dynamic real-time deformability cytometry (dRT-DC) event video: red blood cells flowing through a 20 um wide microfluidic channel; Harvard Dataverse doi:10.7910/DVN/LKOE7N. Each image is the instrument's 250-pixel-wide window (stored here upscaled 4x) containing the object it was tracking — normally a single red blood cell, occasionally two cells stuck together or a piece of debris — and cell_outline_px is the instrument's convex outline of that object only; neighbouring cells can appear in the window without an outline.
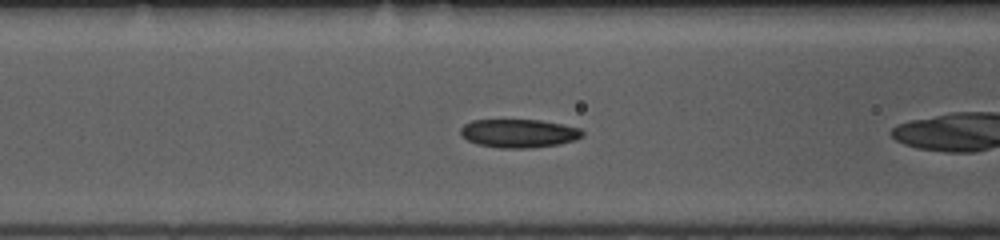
{"species": "common noctule bat (a hibernating species)", "species_latin": "Nyctalus noctula", "temperature_condition": "room temperature", "stored_images_in_passage": 40, "camera_frame_rate_fps": 3000, "um_per_image_px": 0.085, "animal": {"sex": "female", "body_mass_g": 10.0, "forearm_length_mm": 53.1}, "frame": {"image": 1, "passage_image": 7, "time_ms": 2.0, "image_size_px": [1000, 240], "cell_outline_px": [[584, 136], [576, 140], [560, 144], [532, 148], [500, 148], [476, 144], [460, 136], [460, 128], [464, 124], [472, 120], [540, 120], [564, 124], [580, 128], [584, 132]], "centroid_in_image_um": [44.12, 11.33], "position_along_channel_um": 122.5, "area_um2": 20.52}}
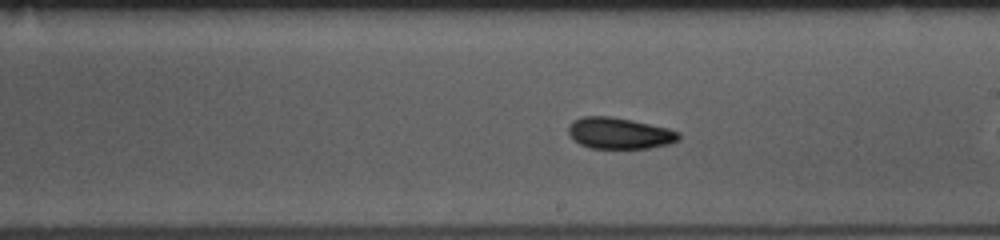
{"frame": {"image": 2, "passage_image": 16, "time_ms": 5.0, "image_size_px": [1000, 240], "cell_outline_px": [[680, 140], [668, 144], [648, 148], [588, 148], [572, 140], [568, 132], [568, 124], [572, 120], [580, 116], [612, 116], [632, 120], [668, 128], [680, 132]], "centroid_in_image_um": [52.61, 11.32], "position_along_channel_um": 236.4, "area_um2": 20.4}}
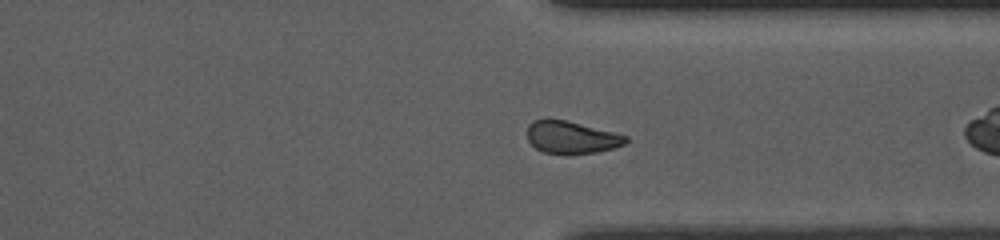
{"frame": {"image": 3, "passage_image": 26, "time_ms": 8.333, "image_size_px": [1000, 240], "cell_outline_px": [[628, 140], [624, 144], [612, 148], [596, 152], [564, 156], [544, 152], [536, 148], [528, 140], [528, 124], [532, 120], [564, 120], [616, 132], [628, 136]], "centroid_in_image_um": [48.58, 11.7], "position_along_channel_um": 362.8, "area_um2": 18.73}, "authors_computed_cell_mechanics": {"area_um2": 19.9121, "velocity_mm_per_s": 3.7972, "shape_relaxation_time_tau1_ms": 4.6382, "shape_relaxation_time_tau2_ms": 2.4052, "deformation_change_tau1": 0.1042, "deformation_change_tau2": 0.0705}}